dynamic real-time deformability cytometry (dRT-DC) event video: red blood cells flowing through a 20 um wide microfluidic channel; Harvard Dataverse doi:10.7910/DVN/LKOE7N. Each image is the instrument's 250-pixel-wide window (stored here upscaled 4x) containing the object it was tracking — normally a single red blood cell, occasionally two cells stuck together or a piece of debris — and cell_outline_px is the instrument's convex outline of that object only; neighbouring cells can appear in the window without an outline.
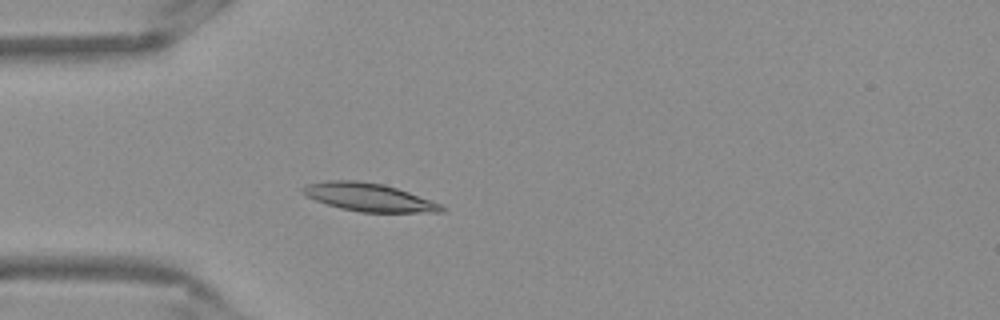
{"species": "Egyptian fruit bat (a non-hibernating species)", "species_latin": "Rousettus aegyptiacus", "temperature_condition": "warm", "stored_images_in_passage": 52, "camera_frame_rate_fps": 3000, "um_per_image_px": 0.085, "frame": {"image": 1, "passage_image": 14, "time_ms": 4.333, "image_size_px": [1000, 320], "cell_outline_px": [[444, 212], [360, 212], [340, 208], [304, 196], [300, 192], [300, 188], [308, 184], [328, 180], [356, 180], [384, 184], [444, 204]], "centroid_in_image_um": [31.34, 16.76], "position_along_channel_um": 53.7, "area_um2": 22.77}}
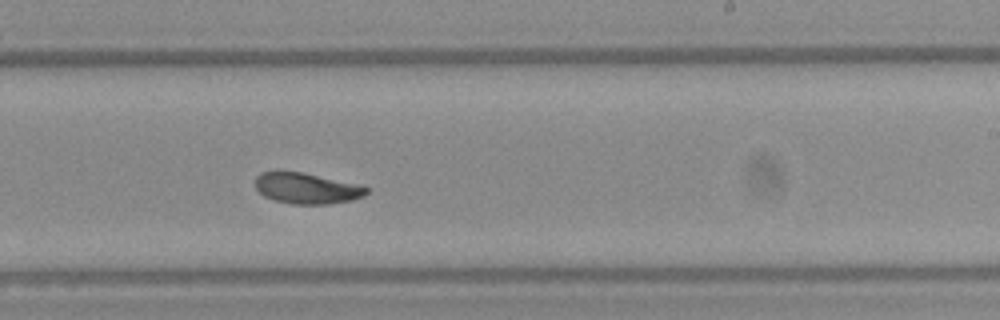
{"frame": {"image": 2, "passage_image": 31, "time_ms": 10.0, "image_size_px": [1000, 320], "cell_outline_px": [[368, 192], [364, 196], [352, 200], [328, 204], [292, 204], [276, 200], [264, 196], [256, 188], [256, 176], [260, 172], [304, 172], [364, 184], [368, 188]], "centroid_in_image_um": [26.15, 16.0], "position_along_channel_um": 262.8, "area_um2": 20.23}}
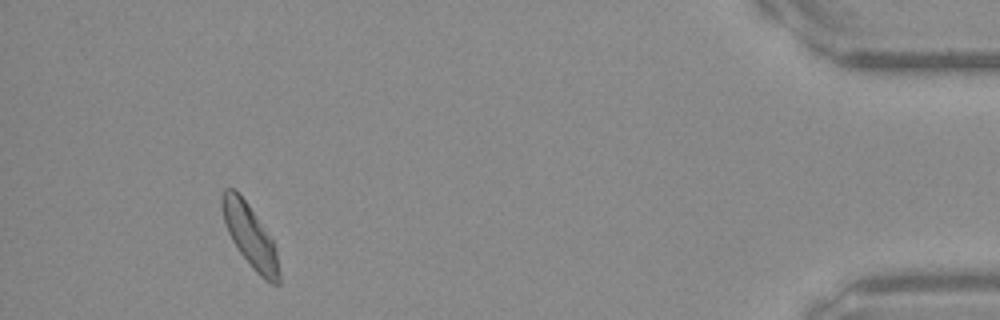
{"frame": {"image": 3, "passage_image": 48, "time_ms": 15.667, "image_size_px": [1000, 320], "cell_outline_px": [[280, 284], [272, 284], [264, 280], [252, 268], [240, 252], [232, 240], [228, 232], [224, 220], [220, 204], [220, 196], [224, 188], [236, 188], [248, 204], [272, 240], [276, 252], [280, 272]], "centroid_in_image_um": [21.23, 20.03], "position_along_channel_um": 414.0, "area_um2": 20.69}, "authors_computed_cell_mechanics": {"area_um2": 20.8658, "velocity_mm_per_s": 3.8293, "shape_relaxation_time_tau1_ms": 2.4111, "shape_relaxation_time_tau2_ms": 2.0946, "deformation_change_tau1": 0.1318, "deformation_change_tau2": 0.0679}}